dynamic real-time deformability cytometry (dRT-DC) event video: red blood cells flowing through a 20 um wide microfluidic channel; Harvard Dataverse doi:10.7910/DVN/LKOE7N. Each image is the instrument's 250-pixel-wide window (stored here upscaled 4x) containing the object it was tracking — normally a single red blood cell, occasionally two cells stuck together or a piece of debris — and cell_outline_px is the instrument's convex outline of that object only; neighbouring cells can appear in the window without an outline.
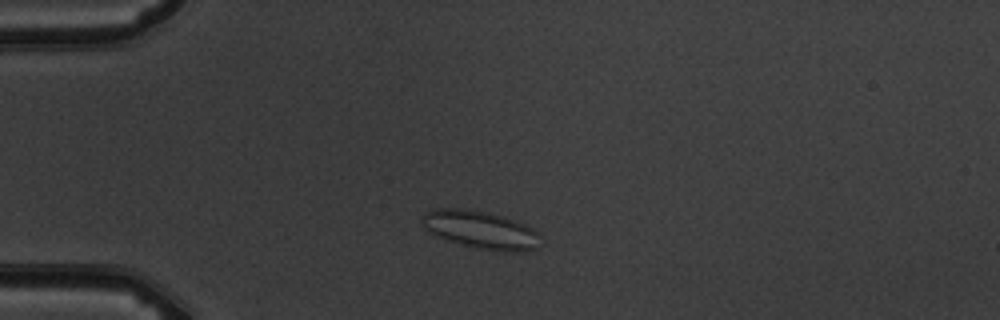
{"species": "common noctule bat (a hibernating species)", "species_latin": "Nyctalus noctula", "temperature_condition": "warm", "stored_images_in_passage": 8, "camera_frame_rate_fps": 3000, "um_per_image_px": 0.085, "animal": {"sex": "male", "body_mass_g": 19.5, "forearm_length_mm": 54.6}, "frame": {"image": 1, "passage_image": 3, "time_ms": 2.333, "image_size_px": [1000, 320], "cell_outline_px": [[540, 248], [528, 252], [504, 252], [476, 248], [432, 236], [424, 228], [420, 220], [424, 212], [436, 208], [460, 208], [488, 212], [504, 216], [516, 220], [532, 228], [536, 232]], "centroid_in_image_um": [40.82, 19.54], "position_along_channel_um": 44.2, "area_um2": 26.65}}
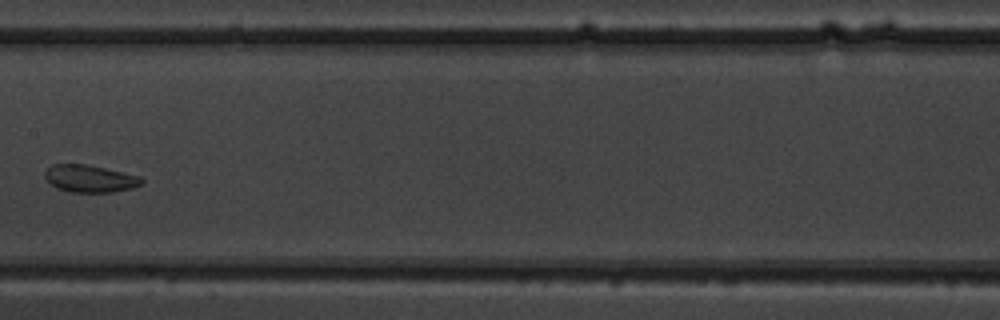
{"frame": {"image": 2, "passage_image": 7, "time_ms": 7.0, "image_size_px": [1000, 320], "cell_outline_px": [[144, 180], [140, 184], [132, 188], [112, 192], [72, 192], [56, 188], [44, 176], [44, 172], [52, 164], [88, 164], [140, 176]], "centroid_in_image_um": [7.63, 15.17], "position_along_channel_um": 199.8, "area_um2": 15.32}}
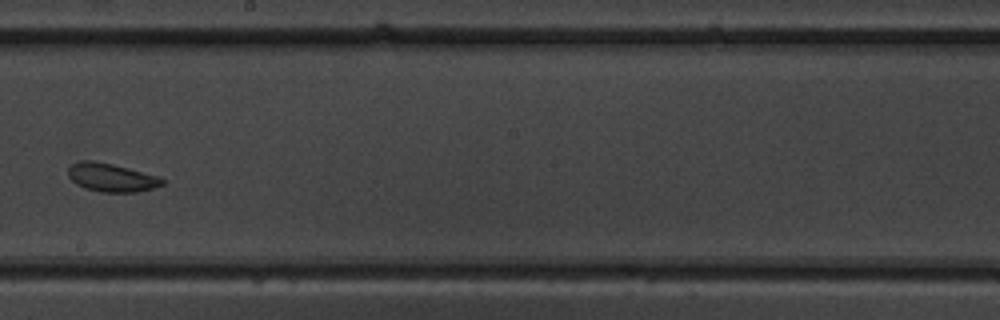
{"frame": {"image": 3, "passage_image": 8, "time_ms": 8.0, "image_size_px": [1000, 320], "cell_outline_px": [[164, 184], [152, 188], [136, 192], [100, 192], [84, 188], [76, 184], [68, 176], [68, 168], [72, 164], [80, 160], [92, 160], [112, 164], [160, 176], [164, 180]], "centroid_in_image_um": [9.46, 15.09], "position_along_channel_um": 238.7, "area_um2": 15.61}}